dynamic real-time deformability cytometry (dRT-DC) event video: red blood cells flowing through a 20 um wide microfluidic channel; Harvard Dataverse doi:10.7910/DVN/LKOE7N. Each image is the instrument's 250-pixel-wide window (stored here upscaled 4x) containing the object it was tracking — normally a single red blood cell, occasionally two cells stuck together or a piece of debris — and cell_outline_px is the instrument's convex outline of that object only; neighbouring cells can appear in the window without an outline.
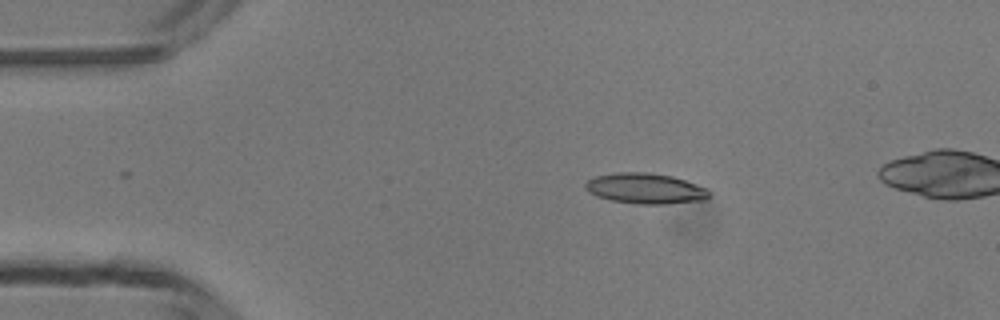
{"species": "common noctule bat (a hibernating species)", "species_latin": "Nyctalus noctula", "temperature_condition": "room temperature", "stored_images_in_passage": 20, "camera_frame_rate_fps": 3000, "um_per_image_px": 0.085, "animal": {"sex": "male", "body_mass_g": 13.3}, "frame": {"image": 1, "passage_image": 1, "time_ms": 0.0, "image_size_px": [1000, 320], "cell_outline_px": [[712, 196], [704, 200], [668, 204], [640, 204], [608, 200], [596, 196], [588, 192], [584, 188], [584, 184], [588, 180], [596, 176], [616, 172], [648, 172], [672, 176], [708, 188]], "centroid_in_image_um": [54.86, 16.03], "position_along_channel_um": 30.1, "area_um2": 22.31}}
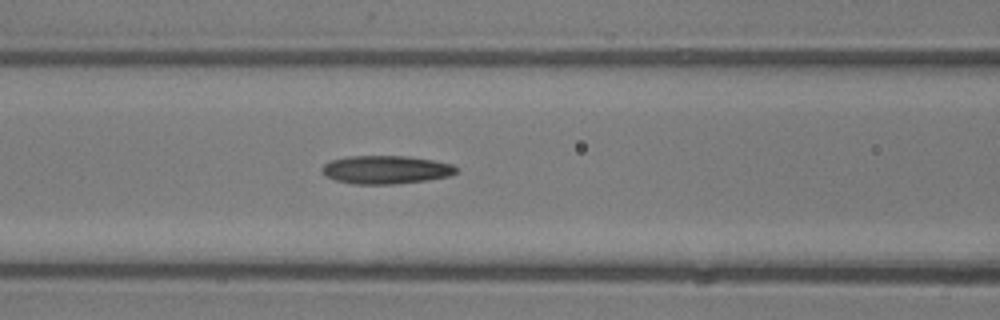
{"frame": {"image": 2, "passage_image": 12, "time_ms": 3.667, "image_size_px": [1000, 320], "cell_outline_px": [[456, 172], [448, 176], [428, 180], [392, 184], [352, 184], [336, 180], [328, 176], [320, 168], [324, 164], [332, 160], [348, 156], [408, 156], [432, 160], [452, 164], [456, 168]], "centroid_in_image_um": [32.79, 14.42], "position_along_channel_um": 133.8, "area_um2": 21.91}}
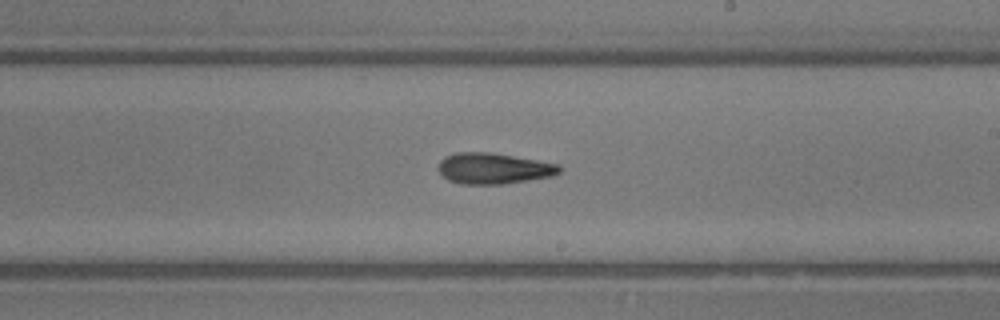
{"frame": {"image": 3, "passage_image": 20, "time_ms": 6.333, "image_size_px": [1000, 320], "cell_outline_px": [[560, 172], [552, 176], [504, 184], [460, 184], [448, 180], [436, 168], [440, 160], [444, 156], [456, 152], [492, 152], [560, 164]], "centroid_in_image_um": [41.92, 14.31], "position_along_channel_um": 247.1, "area_um2": 22.02}}